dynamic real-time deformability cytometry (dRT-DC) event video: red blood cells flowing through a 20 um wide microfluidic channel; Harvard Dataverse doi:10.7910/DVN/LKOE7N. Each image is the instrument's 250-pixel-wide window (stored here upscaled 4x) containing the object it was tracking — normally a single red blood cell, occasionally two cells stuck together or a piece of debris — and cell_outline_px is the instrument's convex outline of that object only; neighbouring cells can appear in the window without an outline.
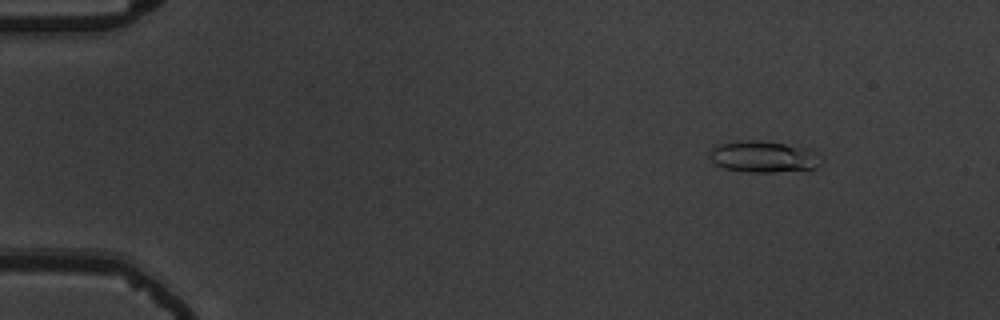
{"species": "common noctule bat (a hibernating species)", "species_latin": "Nyctalus noctula", "temperature_condition": "warm", "stored_images_in_passage": 51, "camera_frame_rate_fps": 3000, "um_per_image_px": 0.085, "animal": {"sex": "male", "body_mass_g": 19.5, "forearm_length_mm": 54.6}, "frame": {"image": 1, "passage_image": 2, "time_ms": 0.333, "image_size_px": [1000, 320], "cell_outline_px": [[820, 164], [816, 168], [772, 172], [748, 172], [724, 168], [716, 164], [712, 160], [708, 148], [716, 144], [736, 140], [756, 140], [784, 144], [808, 148], [812, 152]], "centroid_in_image_um": [64.77, 13.3], "position_along_channel_um": 20.2, "area_um2": 20.17}}
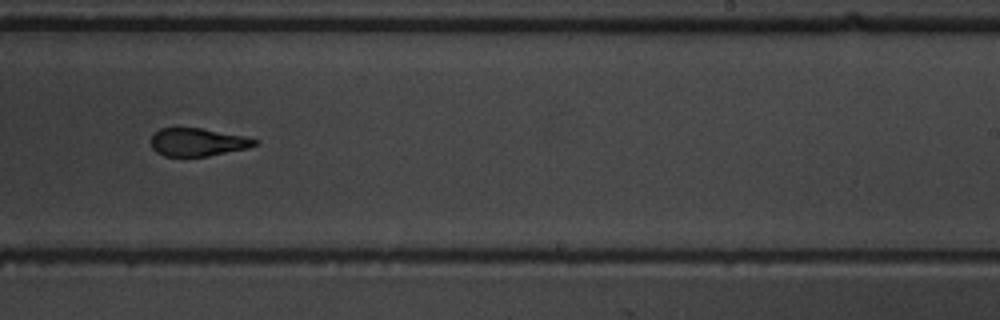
{"frame": {"image": 2, "passage_image": 31, "time_ms": 10.0, "image_size_px": [1000, 320], "cell_outline_px": [[256, 144], [248, 148], [208, 156], [164, 156], [156, 152], [152, 148], [152, 136], [160, 128], [200, 128], [248, 136], [256, 140]], "centroid_in_image_um": [16.81, 12.08], "position_along_channel_um": 272.2, "area_um2": 16.82}}
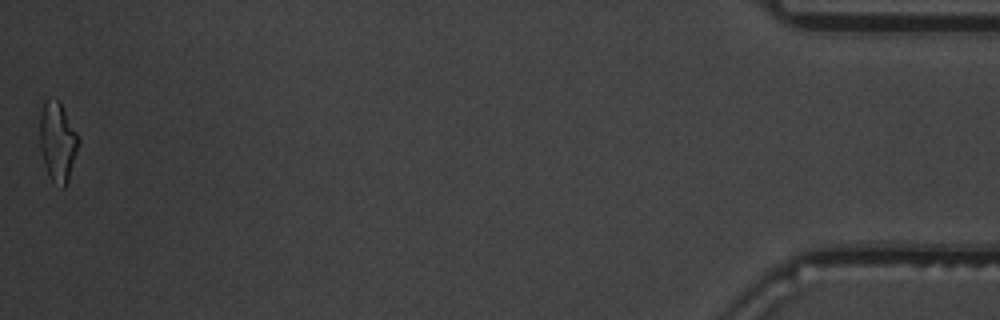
{"frame": {"image": 3, "passage_image": 51, "time_ms": 16.667, "image_size_px": [1000, 320], "cell_outline_px": [[80, 140], [68, 180], [64, 188], [60, 188], [48, 176], [44, 164], [40, 148], [40, 112], [44, 100], [48, 96], [56, 100], [60, 104], [80, 136]], "centroid_in_image_um": [4.89, 12.04], "position_along_channel_um": 430.3, "area_um2": 17.98}, "authors_computed_cell_mechanics": {"area_um2": 18.3226, "velocity_mm_per_s": 3.6929, "shape_relaxation_time_tau1_ms": 8.1491, "shape_relaxation_time_tau2_ms": 2.6173, "deformation_change_tau1": 0.2587, "deformation_change_tau2": 0.094}}